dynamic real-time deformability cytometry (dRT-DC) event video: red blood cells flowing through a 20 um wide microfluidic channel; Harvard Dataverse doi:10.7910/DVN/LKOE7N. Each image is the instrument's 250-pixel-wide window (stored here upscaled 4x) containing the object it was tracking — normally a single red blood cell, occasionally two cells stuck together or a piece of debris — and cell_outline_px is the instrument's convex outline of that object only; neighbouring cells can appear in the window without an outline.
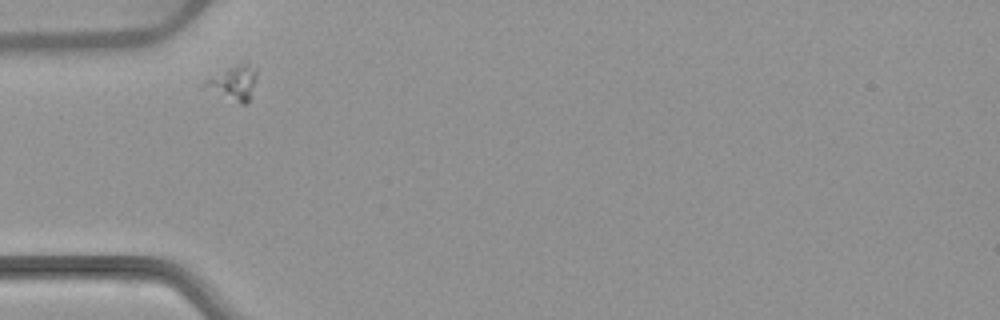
{"species": "common noctule bat (a hibernating species)", "species_latin": "Nyctalus noctula", "temperature_condition": "warm", "stored_images_in_passage": 2, "camera_frame_rate_fps": 3000, "um_per_image_px": 0.085, "animal": {"sex": "female", "body_mass_g": 22.7, "forearm_length_mm": 54.2}, "frame": {"image": 1, "passage_image": 1, "time_ms": 0.0, "image_size_px": [1000, 320], "cell_outline_px": [[256, 80], [248, 100], [244, 104], [240, 104], [200, 88], [200, 84], [208, 76], [248, 60], [256, 68]], "centroid_in_image_um": [19.77, 7.02], "position_along_channel_um": 65.2, "area_um2": 10.92}}
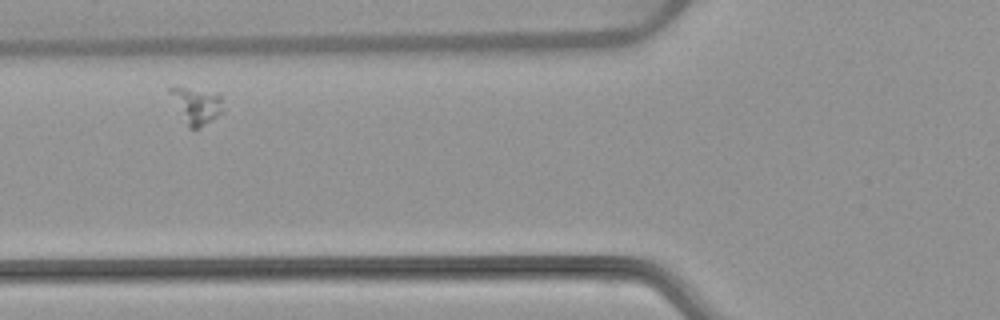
{"frame": {"image": 2, "passage_image": 2, "time_ms": 1.333, "image_size_px": [1000, 320], "cell_outline_px": [[224, 112], [212, 120], [196, 128], [188, 128], [168, 92], [168, 88], [184, 88], [220, 96], [224, 108]], "centroid_in_image_um": [16.69, 9.02], "position_along_channel_um": 109.1, "area_um2": 10.64}}